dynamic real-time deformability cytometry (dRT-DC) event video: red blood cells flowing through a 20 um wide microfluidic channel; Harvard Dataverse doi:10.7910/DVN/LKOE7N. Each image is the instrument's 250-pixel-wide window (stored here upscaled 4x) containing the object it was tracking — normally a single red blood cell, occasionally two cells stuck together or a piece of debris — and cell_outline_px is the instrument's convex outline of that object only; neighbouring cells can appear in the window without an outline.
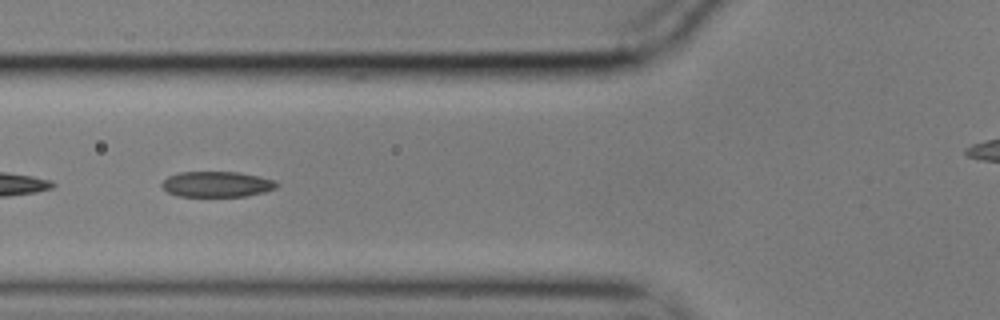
{"species": "common noctule bat (a hibernating species)", "species_latin": "Nyctalus noctula", "temperature_condition": "cold", "stored_images_in_passage": 42, "segment_of_instrument_passage": [2, 2], "camera_frame_rate_fps": 3000, "um_per_image_px": 0.085, "animal": {"sex": "male", "body_mass_g": 17.9}, "frame": {"image": 1, "passage_image": 21, "time_ms": 6.667, "image_size_px": [1000, 320], "cell_outline_px": [[280, 184], [276, 188], [264, 192], [244, 196], [176, 196], [168, 192], [160, 184], [168, 176], [180, 172], [240, 172], [260, 176], [276, 180]], "centroid_in_image_um": [18.46, 15.65], "position_along_channel_um": 107.3, "area_um2": 17.22}}
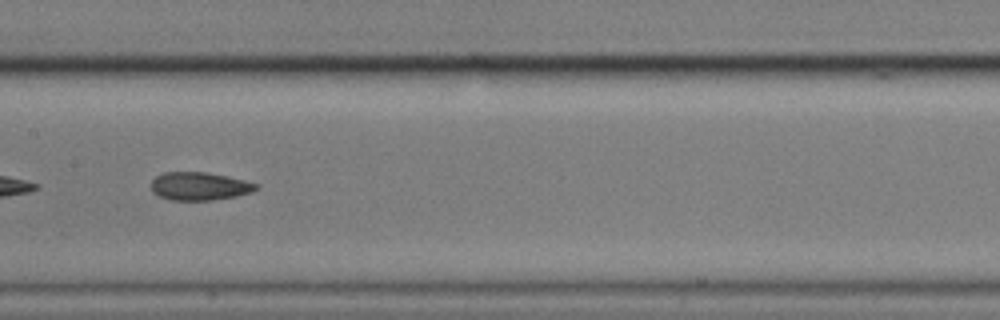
{"frame": {"image": 2, "passage_image": 28, "time_ms": 9.0, "image_size_px": [1000, 320], "cell_outline_px": [[260, 188], [252, 192], [236, 196], [212, 200], [172, 200], [160, 196], [152, 192], [152, 180], [156, 176], [164, 172], [208, 172], [228, 176], [260, 184]], "centroid_in_image_um": [17.0, 15.82], "position_along_channel_um": 190.4, "area_um2": 17.28}}
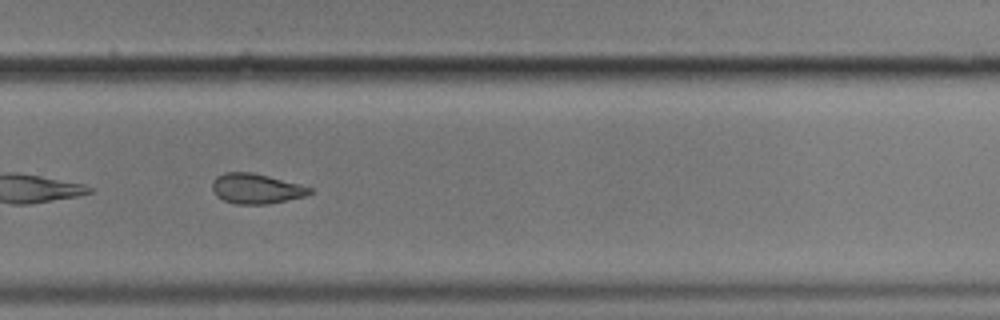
{"frame": {"image": 3, "passage_image": 38, "time_ms": 12.333, "image_size_px": [1000, 320], "cell_outline_px": [[312, 192], [304, 196], [268, 204], [236, 204], [224, 200], [216, 196], [212, 188], [212, 180], [216, 176], [224, 172], [252, 172], [300, 184], [312, 188]], "centroid_in_image_um": [21.74, 16.03], "position_along_channel_um": 308.1, "area_um2": 17.05}}